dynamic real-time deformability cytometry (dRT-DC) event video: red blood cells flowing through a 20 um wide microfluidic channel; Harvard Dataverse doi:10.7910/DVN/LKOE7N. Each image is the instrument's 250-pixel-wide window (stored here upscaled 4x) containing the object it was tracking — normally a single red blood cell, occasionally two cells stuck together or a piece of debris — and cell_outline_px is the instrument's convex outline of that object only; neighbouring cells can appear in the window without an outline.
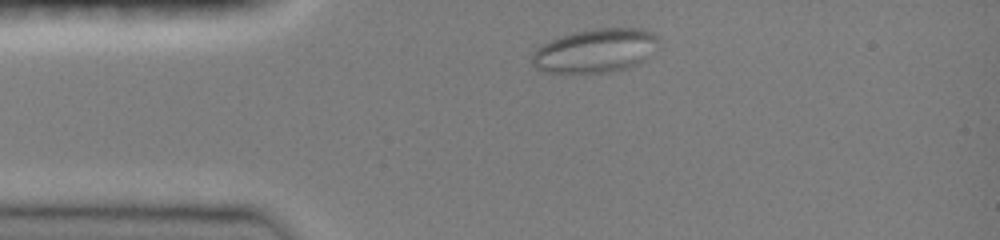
{"species": "common noctule bat (a hibernating species)", "species_latin": "Nyctalus noctula", "temperature_condition": "room temperature", "stored_images_in_passage": 18, "camera_frame_rate_fps": 3000, "um_per_image_px": 0.085, "animal": {"sex": "female", "body_mass_g": 19.0, "forearm_length_mm": 51.5}, "frame": {"image": 1, "passage_image": 3, "time_ms": 1.0, "image_size_px": [1000, 240], "cell_outline_px": [[660, 40], [644, 60], [628, 68], [612, 72], [544, 72], [536, 68], [532, 64], [532, 56], [536, 48], [560, 36], [572, 32], [596, 28], [644, 28], [660, 36]], "centroid_in_image_um": [50.62, 4.29], "position_along_channel_um": 34.4, "area_um2": 32.25}}
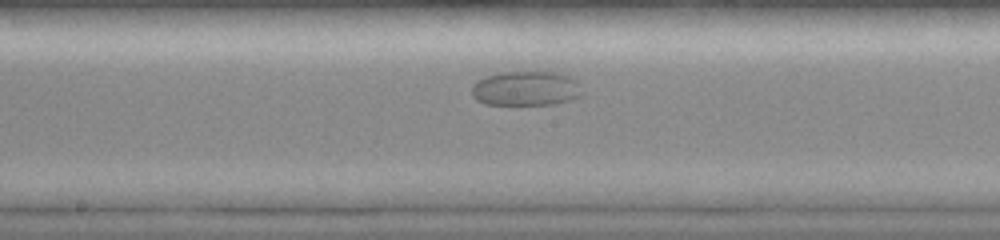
{"frame": {"image": 2, "passage_image": 12, "time_ms": 7.0, "image_size_px": [1000, 240], "cell_outline_px": [[584, 92], [580, 96], [568, 100], [552, 104], [484, 104], [476, 100], [472, 96], [472, 84], [476, 80], [488, 76], [504, 72], [556, 72], [568, 76], [576, 80]], "centroid_in_image_um": [44.69, 7.52], "position_along_channel_um": 203.5, "area_um2": 22.2}}
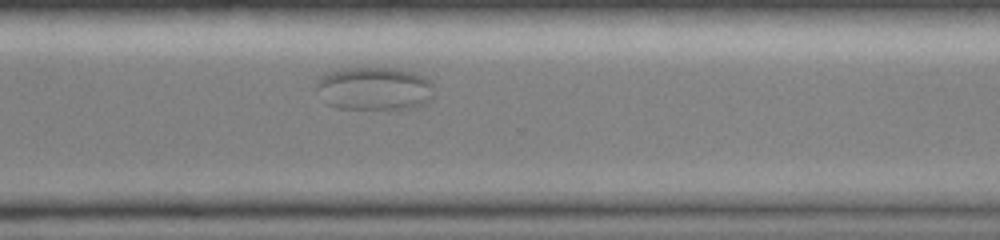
{"frame": {"image": 3, "passage_image": 18, "time_ms": 11.0, "image_size_px": [1000, 240], "cell_outline_px": [[436, 92], [428, 104], [412, 108], [340, 108], [328, 104], [316, 88], [316, 84], [320, 76], [328, 72], [340, 68], [396, 68], [412, 72], [424, 76], [432, 84]], "centroid_in_image_um": [31.87, 7.52], "position_along_channel_um": 338.7, "area_um2": 29.77}}